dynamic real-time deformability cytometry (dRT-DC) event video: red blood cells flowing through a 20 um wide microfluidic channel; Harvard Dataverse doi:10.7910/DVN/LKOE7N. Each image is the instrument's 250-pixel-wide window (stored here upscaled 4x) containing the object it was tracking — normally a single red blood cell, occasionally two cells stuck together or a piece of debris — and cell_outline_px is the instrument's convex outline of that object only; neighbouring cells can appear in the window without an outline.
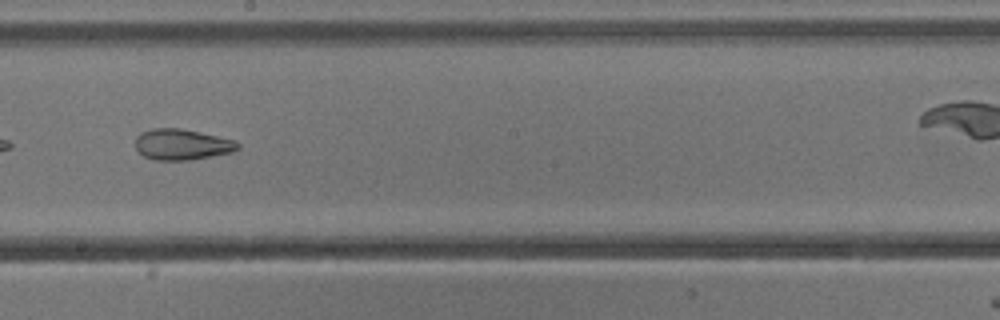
{"species": "common noctule bat (a hibernating species)", "species_latin": "Nyctalus noctula", "temperature_condition": "cold", "stored_images_in_passage": 29, "camera_frame_rate_fps": 3000, "um_per_image_px": 0.085, "animal": {"sex": "male", "body_mass_g": 13.3}, "frame": {"image": 1, "passage_image": 13, "time_ms": 4.0, "image_size_px": [1000, 320], "cell_outline_px": [[240, 148], [232, 152], [212, 156], [188, 160], [152, 160], [144, 156], [136, 148], [136, 136], [140, 132], [152, 128], [180, 128], [200, 132], [232, 140], [240, 144]], "centroid_in_image_um": [15.44, 12.28], "position_along_channel_um": 232.8, "area_um2": 18.38}}